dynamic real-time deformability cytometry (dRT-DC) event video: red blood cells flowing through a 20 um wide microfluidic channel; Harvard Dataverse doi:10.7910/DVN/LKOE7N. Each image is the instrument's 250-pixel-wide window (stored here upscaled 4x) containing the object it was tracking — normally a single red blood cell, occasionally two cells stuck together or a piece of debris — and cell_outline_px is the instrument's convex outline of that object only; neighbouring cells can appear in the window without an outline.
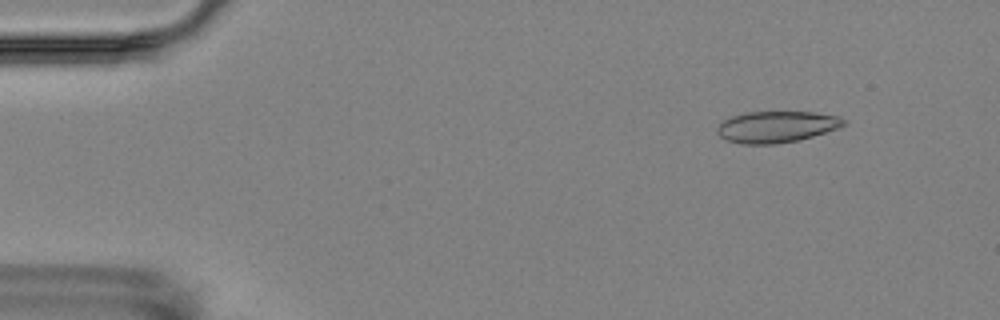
{"species": "Egyptian fruit bat (a non-hibernating species)", "species_latin": "Rousettus aegyptiacus", "temperature_condition": "room temperature", "stored_images_in_passage": 5, "camera_frame_rate_fps": 3000, "um_per_image_px": 0.085, "animal": {"sex": "female"}, "frame": {"image": 1, "passage_image": 2, "time_ms": 1.0, "image_size_px": [1000, 320], "cell_outline_px": [[844, 124], [840, 128], [800, 140], [776, 144], [744, 144], [728, 140], [720, 136], [716, 132], [716, 128], [724, 120], [732, 116], [744, 112], [816, 112], [840, 116], [844, 120]], "centroid_in_image_um": [66.02, 10.78], "position_along_channel_um": 19.0, "area_um2": 23.24}}
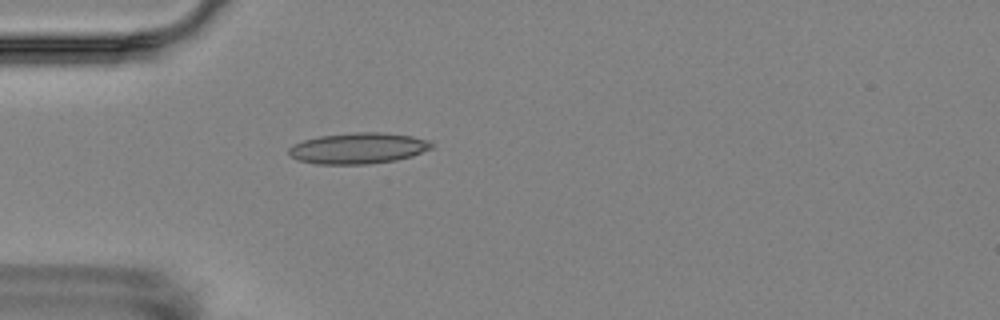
{"frame": {"image": 2, "passage_image": 5, "time_ms": 4.333, "image_size_px": [1000, 320], "cell_outline_px": [[432, 148], [412, 156], [396, 160], [368, 164], [316, 164], [296, 160], [288, 152], [288, 148], [292, 144], [304, 140], [320, 136], [356, 132], [380, 132], [412, 136], [432, 140]], "centroid_in_image_um": [30.45, 12.6], "position_along_channel_um": 54.6, "area_um2": 25.89}}